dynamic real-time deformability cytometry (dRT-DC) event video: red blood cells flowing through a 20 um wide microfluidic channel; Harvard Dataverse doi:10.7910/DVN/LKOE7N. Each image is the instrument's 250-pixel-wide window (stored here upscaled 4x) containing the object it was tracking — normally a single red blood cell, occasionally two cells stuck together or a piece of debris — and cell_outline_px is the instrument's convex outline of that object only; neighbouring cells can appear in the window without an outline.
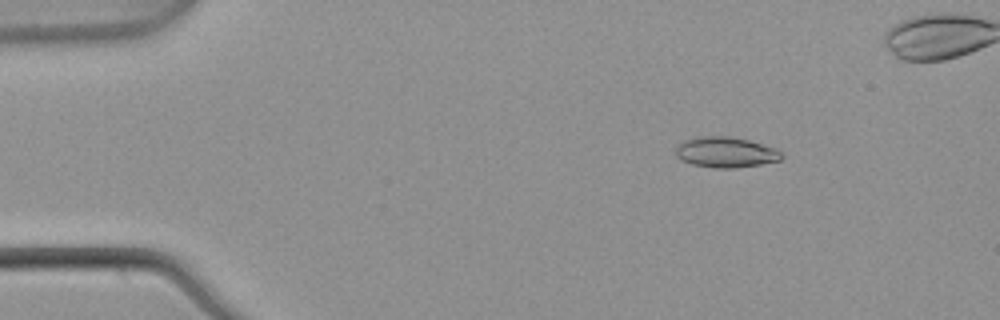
{"species": "common noctule bat (a hibernating species)", "species_latin": "Nyctalus noctula", "temperature_condition": "warm", "stored_images_in_passage": 5, "camera_frame_rate_fps": 3000, "um_per_image_px": 0.085, "animal": {"sex": "male", "body_mass_g": 21.5, "forearm_length_mm": 52.0}, "frame": {"image": 1, "passage_image": 2, "time_ms": 0.333, "image_size_px": [1000, 320], "cell_outline_px": [[784, 156], [780, 160], [760, 164], [736, 168], [712, 168], [692, 164], [680, 160], [676, 156], [676, 148], [684, 140], [704, 136], [724, 136], [748, 140], [776, 148], [784, 152]], "centroid_in_image_um": [61.71, 12.95], "position_along_channel_um": 23.3, "area_um2": 18.84}}